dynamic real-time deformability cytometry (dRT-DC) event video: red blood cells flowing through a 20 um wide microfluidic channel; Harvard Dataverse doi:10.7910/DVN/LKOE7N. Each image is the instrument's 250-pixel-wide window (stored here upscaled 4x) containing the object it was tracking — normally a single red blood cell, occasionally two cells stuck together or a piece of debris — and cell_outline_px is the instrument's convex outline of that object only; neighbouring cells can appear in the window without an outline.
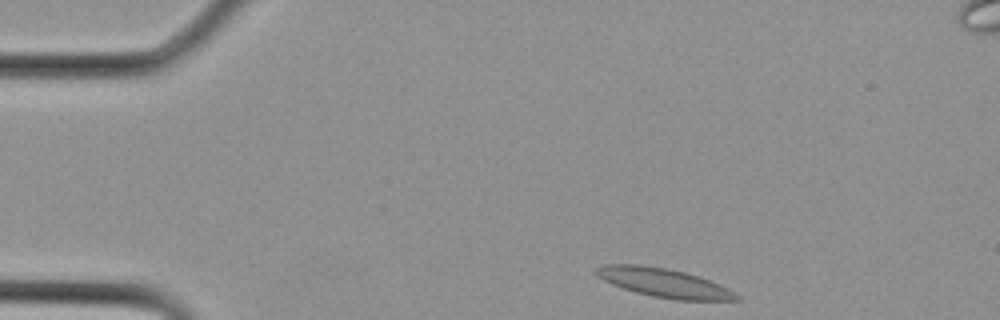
{"species": "Egyptian fruit bat (a non-hibernating species)", "species_latin": "Rousettus aegyptiacus", "temperature_condition": "cold", "stored_images_in_passage": 25, "camera_frame_rate_fps": 3000, "um_per_image_px": 0.085, "animal": {"sex": "female"}, "frame": {"image": 1, "passage_image": 1, "time_ms": 0.0, "image_size_px": [1000, 320], "cell_outline_px": [[740, 300], [676, 300], [652, 296], [636, 292], [612, 284], [596, 276], [596, 268], [604, 264], [640, 264], [668, 268], [700, 276], [720, 284], [736, 292], [740, 296]], "centroid_in_image_um": [56.47, 24.03], "position_along_channel_um": 28.5, "area_um2": 23.7}}
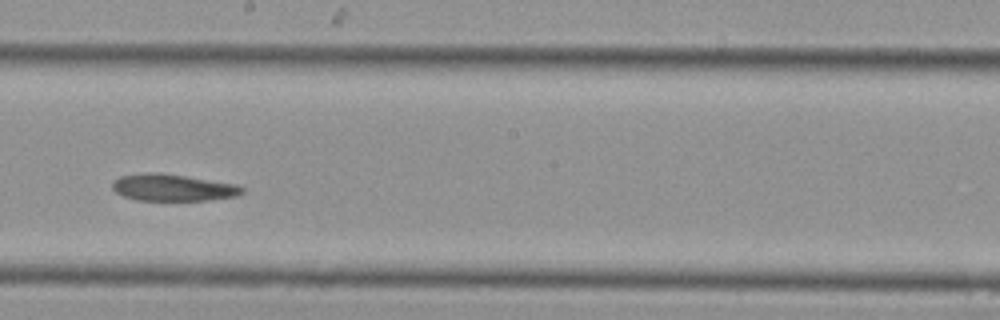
{"frame": {"image": 2, "passage_image": 13, "time_ms": 4.0, "image_size_px": [1000, 320], "cell_outline_px": [[244, 192], [236, 196], [208, 200], [136, 200], [124, 196], [116, 192], [112, 188], [112, 180], [120, 176], [148, 172], [160, 172], [236, 184], [244, 188]], "centroid_in_image_um": [14.67, 15.94], "position_along_channel_um": 233.5, "area_um2": 20.29}}
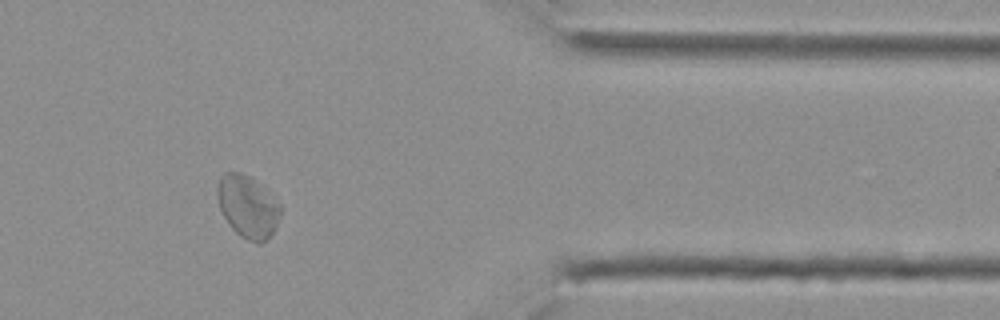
{"frame": {"image": 3, "passage_image": 21, "time_ms": 6.667, "image_size_px": [1000, 320], "cell_outline_px": [[284, 208], [276, 228], [268, 240], [260, 244], [256, 244], [240, 236], [232, 228], [224, 216], [220, 208], [216, 196], [216, 192], [220, 176], [224, 172], [240, 172], [264, 184]], "centroid_in_image_um": [21.12, 17.56], "position_along_channel_um": 390.3, "area_um2": 23.7}}